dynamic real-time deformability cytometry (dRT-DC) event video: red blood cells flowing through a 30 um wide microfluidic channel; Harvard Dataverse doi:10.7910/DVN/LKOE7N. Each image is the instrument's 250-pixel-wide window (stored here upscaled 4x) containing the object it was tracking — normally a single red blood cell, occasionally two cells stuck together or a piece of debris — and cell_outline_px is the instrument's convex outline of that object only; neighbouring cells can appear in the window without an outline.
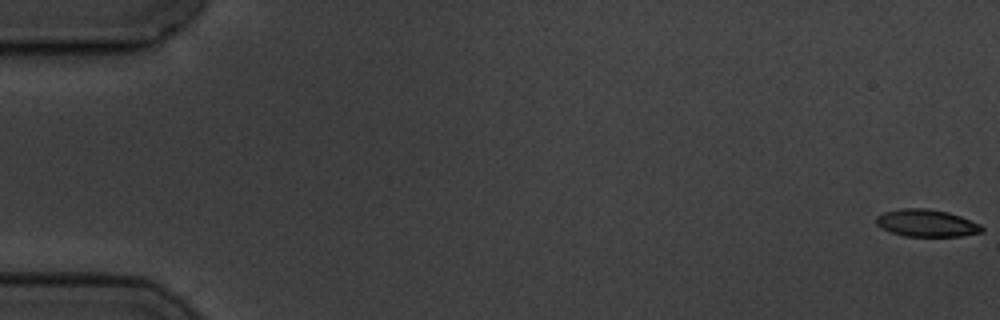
{"species": "common noctule bat (a hibernating species)", "species_latin": "Nyctalus noctula", "temperature_condition": "cold", "stored_images_in_passage": 6, "camera_frame_rate_fps": 3000, "um_per_image_px": 0.085, "animal": {"sex": "male", "body_mass_g": 19.5, "forearm_length_mm": 54.6}, "frame": {"image": 1, "passage_image": 1, "time_ms": 0.0, "image_size_px": [1000, 320], "cell_outline_px": [[984, 232], [960, 236], [904, 236], [892, 232], [876, 224], [876, 216], [884, 212], [900, 208], [928, 208], [948, 212], [960, 216], [980, 224], [984, 228]], "centroid_in_image_um": [78.78, 18.95], "position_along_channel_um": 6.2, "area_um2": 16.76}}
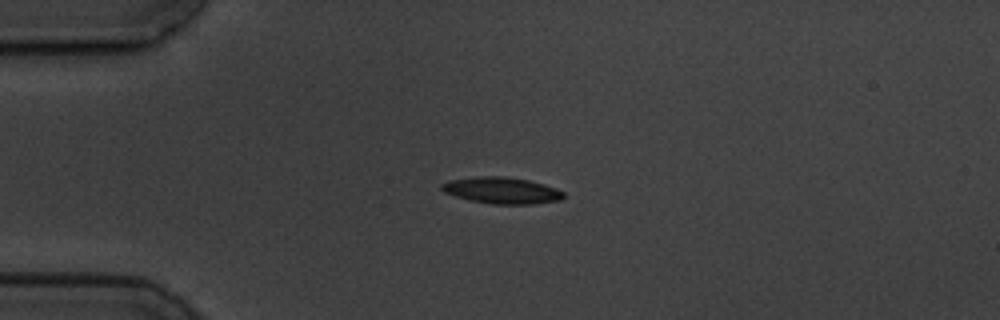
{"frame": {"image": 2, "passage_image": 5, "time_ms": 4.667, "image_size_px": [1000, 320], "cell_outline_px": [[564, 196], [560, 200], [532, 204], [492, 204], [472, 200], [456, 196], [444, 192], [440, 188], [440, 184], [452, 180], [480, 176], [504, 176], [528, 180], [544, 184], [556, 188], [564, 192]], "centroid_in_image_um": [42.67, 16.18], "position_along_channel_um": 42.3, "area_um2": 18.61}}